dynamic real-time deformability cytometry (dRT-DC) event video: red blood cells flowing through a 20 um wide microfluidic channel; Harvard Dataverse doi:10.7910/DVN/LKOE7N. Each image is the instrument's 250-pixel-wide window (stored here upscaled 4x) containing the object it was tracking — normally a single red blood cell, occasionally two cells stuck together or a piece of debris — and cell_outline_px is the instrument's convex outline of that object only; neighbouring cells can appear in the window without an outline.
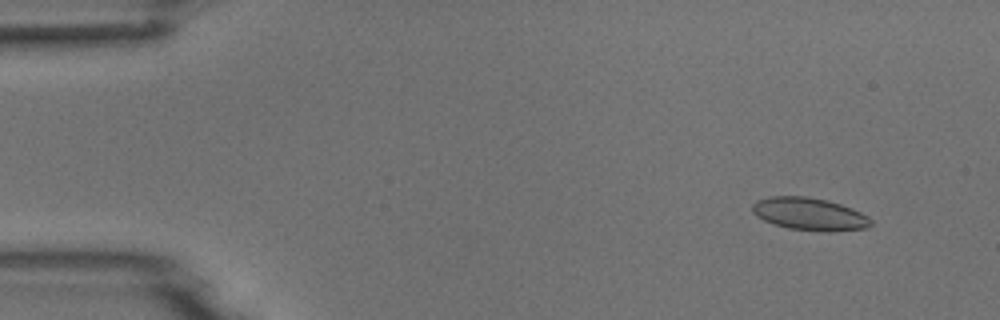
{"species": "common noctule bat (a hibernating species)", "species_latin": "Nyctalus noctula", "temperature_condition": "room temperature", "stored_images_in_passage": 5, "camera_frame_rate_fps": 3000, "um_per_image_px": 0.085, "animal": {"sex": "male", "body_mass_g": 18.8}, "frame": {"image": 1, "passage_image": 2, "time_ms": 1.0, "image_size_px": [1000, 320], "cell_outline_px": [[872, 224], [868, 228], [828, 232], [788, 228], [764, 220], [756, 216], [752, 212], [752, 204], [756, 200], [768, 196], [804, 196], [828, 200], [852, 208], [868, 216], [872, 220]], "centroid_in_image_um": [68.81, 18.18], "position_along_channel_um": 16.2, "area_um2": 22.6}}
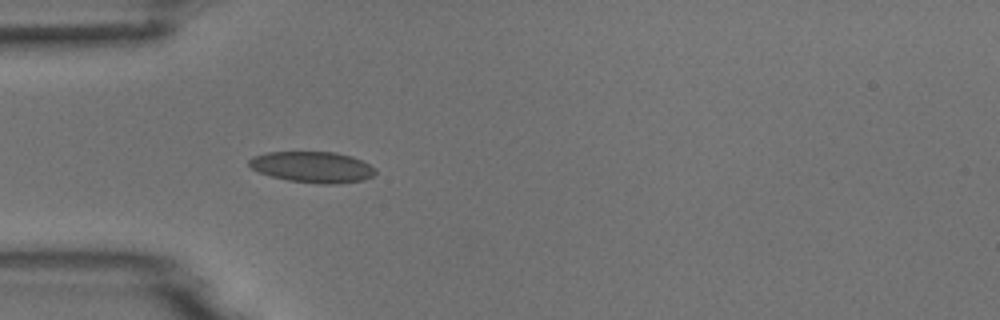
{"frame": {"image": 2, "passage_image": 5, "time_ms": 4.667, "image_size_px": [1000, 320], "cell_outline_px": [[376, 172], [372, 176], [364, 180], [340, 184], [316, 184], [288, 180], [272, 176], [260, 172], [252, 168], [248, 164], [248, 160], [252, 156], [268, 152], [336, 152], [352, 156], [376, 168]], "centroid_in_image_um": [26.58, 14.2], "position_along_channel_um": 58.4, "area_um2": 22.95}}